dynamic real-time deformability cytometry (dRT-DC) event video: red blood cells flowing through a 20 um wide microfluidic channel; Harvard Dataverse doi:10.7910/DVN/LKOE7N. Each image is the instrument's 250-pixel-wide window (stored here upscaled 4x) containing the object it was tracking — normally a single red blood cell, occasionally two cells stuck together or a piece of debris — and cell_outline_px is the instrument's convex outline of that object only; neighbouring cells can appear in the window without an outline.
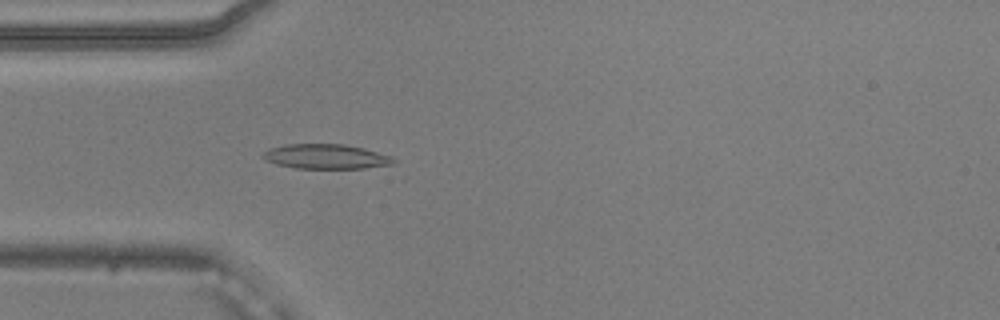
{"species": "common noctule bat (a hibernating species)", "species_latin": "Nyctalus noctula", "temperature_condition": "warm", "stored_images_in_passage": 38, "camera_frame_rate_fps": 3000, "um_per_image_px": 0.085, "animal": {"sex": "male", "body_mass_g": 20.5, "forearm_length_mm": 52.5}, "frame": {"image": 1, "passage_image": 1, "time_ms": 0.0, "image_size_px": [1000, 320], "cell_outline_px": [[396, 160], [392, 164], [364, 168], [296, 168], [276, 164], [264, 160], [260, 156], [268, 148], [284, 144], [344, 144], [364, 148], [392, 156]], "centroid_in_image_um": [27.66, 13.3], "position_along_channel_um": 57.3, "area_um2": 18.9}}
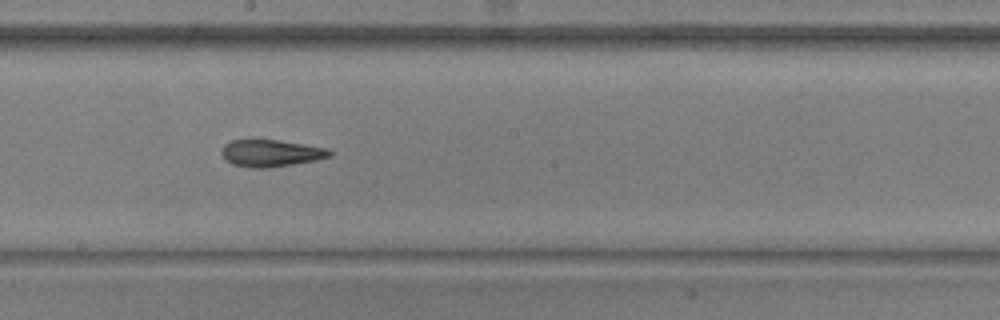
{"frame": {"image": 2, "passage_image": 14, "time_ms": 4.333, "image_size_px": [1000, 320], "cell_outline_px": [[332, 156], [316, 160], [268, 168], [252, 168], [232, 164], [224, 160], [220, 152], [224, 144], [232, 140], [276, 140], [304, 144], [328, 148], [332, 152]], "centroid_in_image_um": [23.01, 13.02], "position_along_channel_um": 225.2, "area_um2": 17.05}}
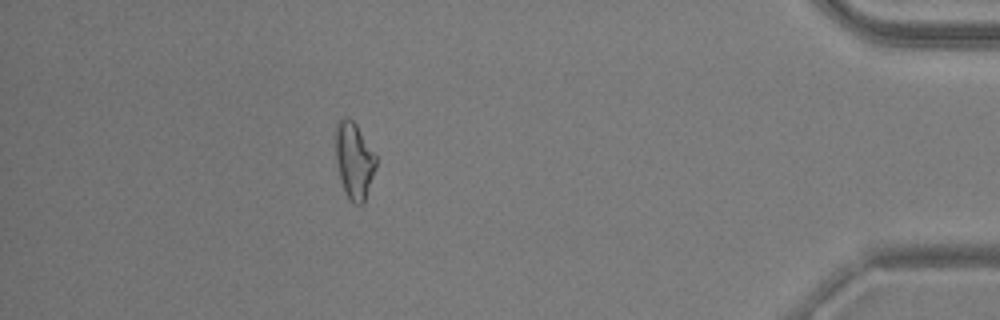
{"frame": {"image": 3, "passage_image": 32, "time_ms": 10.333, "image_size_px": [1000, 320], "cell_outline_px": [[376, 168], [364, 204], [356, 204], [344, 192], [340, 180], [336, 160], [336, 124], [344, 116], [348, 116], [356, 124], [376, 156]], "centroid_in_image_um": [30.1, 13.64], "position_along_channel_um": 405.1, "area_um2": 17.92}, "authors_computed_cell_mechanics": {"area_um2": 17.4267, "velocity_mm_per_s": 3.8953, "shape_relaxation_time_tau1_ms": null, "shape_relaxation_time_tau2_ms": 5.5765, "deformation_change_tau1": null, "deformation_change_tau2": 0.1465}}